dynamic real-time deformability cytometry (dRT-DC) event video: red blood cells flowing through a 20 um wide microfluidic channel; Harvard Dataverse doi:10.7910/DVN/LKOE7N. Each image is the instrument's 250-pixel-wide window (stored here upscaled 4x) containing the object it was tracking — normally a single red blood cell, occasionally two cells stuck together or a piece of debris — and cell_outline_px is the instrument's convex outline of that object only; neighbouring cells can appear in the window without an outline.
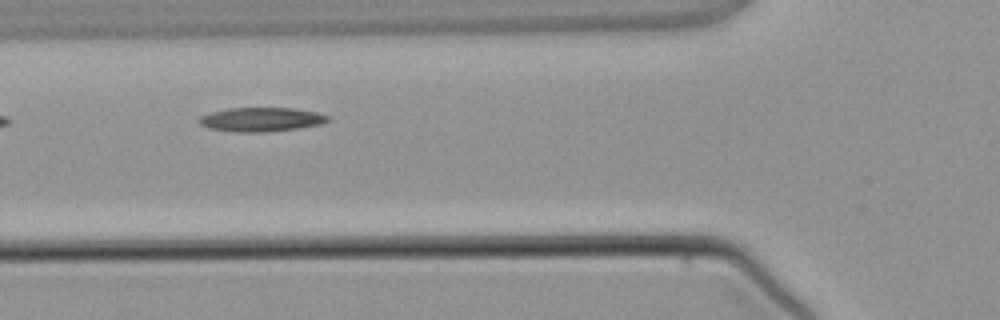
{"species": "common noctule bat (a hibernating species)", "species_latin": "Nyctalus noctula", "temperature_condition": "warm", "stored_images_in_passage": 2, "camera_frame_rate_fps": 3000, "um_per_image_px": 0.085, "animal": {"sex": "male", "body_mass_g": 21.5, "forearm_length_mm": 52.0}, "frame": {"image": 1, "passage_image": 2, "time_ms": 1.333, "image_size_px": [1000, 320], "cell_outline_px": [[332, 120], [320, 124], [296, 128], [264, 132], [236, 132], [208, 128], [200, 124], [196, 120], [200, 116], [212, 112], [228, 108], [292, 108], [316, 112], [332, 116]], "centroid_in_image_um": [22.21, 10.15], "position_along_channel_um": 103.6, "area_um2": 18.09}}